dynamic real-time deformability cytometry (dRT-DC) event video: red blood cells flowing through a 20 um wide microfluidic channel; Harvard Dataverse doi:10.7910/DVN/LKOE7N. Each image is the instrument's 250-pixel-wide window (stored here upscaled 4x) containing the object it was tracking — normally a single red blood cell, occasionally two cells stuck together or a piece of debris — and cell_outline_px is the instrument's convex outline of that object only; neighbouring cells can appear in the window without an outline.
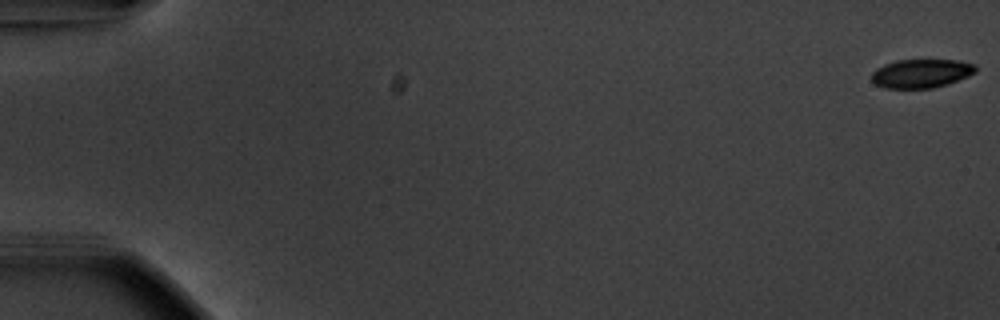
{"species": "common noctule bat (a hibernating species)", "species_latin": "Nyctalus noctula", "temperature_condition": "warm", "stored_images_in_passage": 56, "camera_frame_rate_fps": 3000, "um_per_image_px": 0.085, "animal": {"sex": "male", "body_mass_g": 20.1, "forearm_length_mm": 53.5}, "frame": {"image": 1, "passage_image": 1, "time_ms": 0.0, "image_size_px": [1000, 320], "cell_outline_px": [[976, 72], [968, 76], [948, 84], [932, 88], [884, 88], [876, 84], [872, 80], [872, 72], [876, 68], [884, 64], [896, 60], [960, 60], [976, 64]], "centroid_in_image_um": [78.32, 6.23], "position_along_channel_um": 6.7, "area_um2": 17.51}}
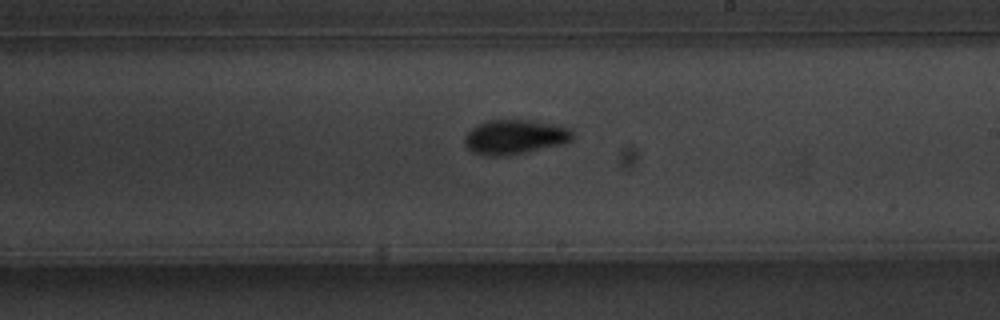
{"frame": {"image": 2, "passage_image": 34, "time_ms": 11.0, "image_size_px": [1000, 320], "cell_outline_px": [[572, 140], [568, 144], [504, 156], [484, 156], [472, 152], [464, 144], [464, 136], [472, 128], [488, 120], [532, 120], [556, 124], [572, 128]], "centroid_in_image_um": [43.8, 11.65], "position_along_channel_um": 245.2, "area_um2": 22.08}}
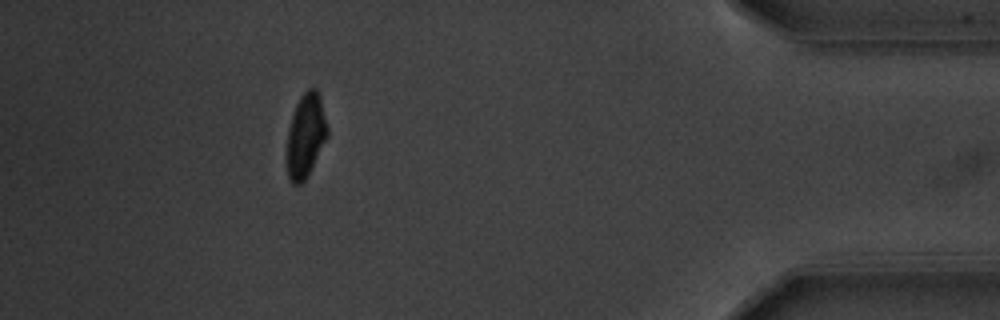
{"frame": {"image": 3, "passage_image": 51, "time_ms": 16.667, "image_size_px": [1000, 320], "cell_outline_px": [[328, 136], [308, 176], [300, 184], [292, 184], [288, 180], [288, 132], [292, 116], [296, 104], [300, 96], [308, 88], [316, 88], [320, 92], [328, 128]], "centroid_in_image_um": [26.02, 11.49], "position_along_channel_um": 409.2, "area_um2": 19.83}, "authors_computed_cell_mechanics": {"area_um2": 20.2011, "velocity_mm_per_s": 3.7125, "shape_relaxation_time_tau1_ms": 3.2018, "shape_relaxation_time_tau2_ms": 3.1902, "deformation_change_tau1": 0.1344, "deformation_change_tau2": 0.0689}}